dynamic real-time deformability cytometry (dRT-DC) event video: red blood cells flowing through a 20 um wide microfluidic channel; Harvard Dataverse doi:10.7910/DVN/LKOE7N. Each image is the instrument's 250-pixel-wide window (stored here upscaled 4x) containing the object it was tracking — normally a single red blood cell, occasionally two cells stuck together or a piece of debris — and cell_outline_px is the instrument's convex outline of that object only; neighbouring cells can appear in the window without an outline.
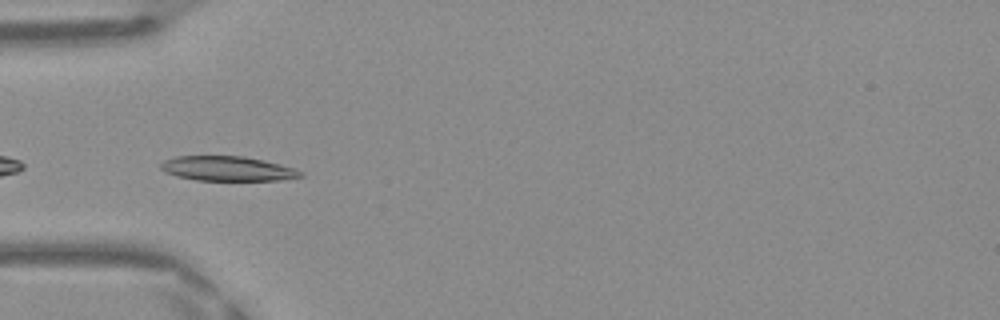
{"species": "Egyptian fruit bat (a non-hibernating species)", "species_latin": "Rousettus aegyptiacus", "temperature_condition": "warm", "stored_images_in_passage": 37, "camera_frame_rate_fps": 3000, "um_per_image_px": 0.085, "frame": {"image": 1, "passage_image": 14, "time_ms": 4.333, "image_size_px": [1000, 320], "cell_outline_px": [[304, 176], [280, 180], [196, 180], [176, 176], [164, 172], [160, 168], [160, 164], [164, 160], [176, 156], [244, 156], [296, 168], [304, 172]], "centroid_in_image_um": [19.33, 14.33], "position_along_channel_um": 65.7, "area_um2": 20.11}}
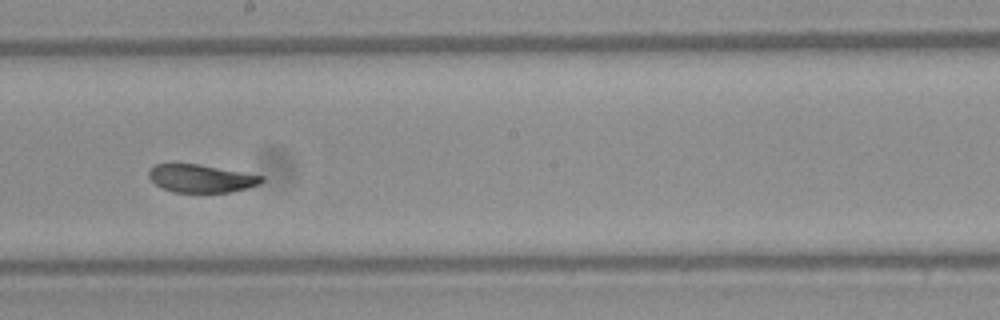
{"frame": {"image": 2, "passage_image": 26, "time_ms": 8.333, "image_size_px": [1000, 320], "cell_outline_px": [[264, 180], [260, 184], [248, 188], [232, 192], [172, 192], [156, 184], [148, 176], [148, 172], [156, 164], [196, 164], [264, 176]], "centroid_in_image_um": [17.12, 15.18], "position_along_channel_um": 231.1, "area_um2": 18.09}}
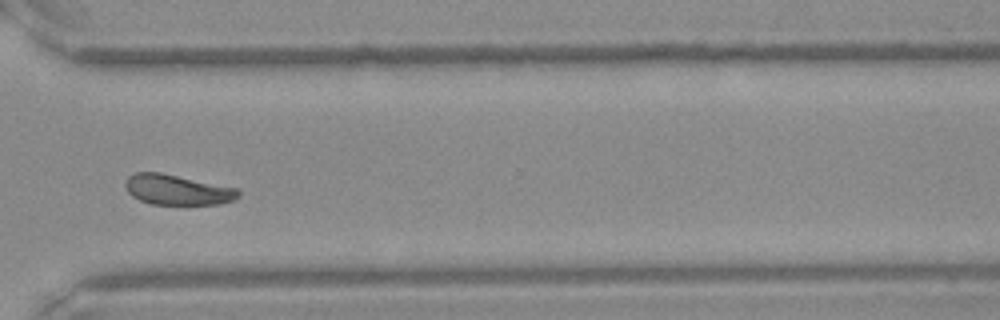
{"frame": {"image": 3, "passage_image": 35, "time_ms": 11.333, "image_size_px": [1000, 320], "cell_outline_px": [[240, 196], [236, 200], [220, 204], [152, 204], [140, 200], [132, 196], [128, 192], [124, 184], [124, 180], [128, 176], [136, 172], [160, 172], [236, 188], [240, 192]], "centroid_in_image_um": [15.06, 16.13], "position_along_channel_um": 355.5, "area_um2": 19.94}, "authors_computed_cell_mechanics": {"area_um2": 20.1144, "velocity_mm_per_s": 4.1419, "shape_relaxation_time_tau1_ms": 2.9133, "shape_relaxation_time_tau2_ms": null, "deformation_change_tau1": 0.1075, "deformation_change_tau2": null}}